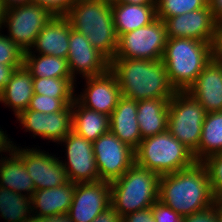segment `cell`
<instances>
[{"label":"cell","mask_w":222,"mask_h":222,"mask_svg":"<svg viewBox=\"0 0 222 222\" xmlns=\"http://www.w3.org/2000/svg\"><path fill=\"white\" fill-rule=\"evenodd\" d=\"M158 200L182 217L214 204L206 167L196 162L187 169L160 176Z\"/></svg>","instance_id":"1"},{"label":"cell","mask_w":222,"mask_h":222,"mask_svg":"<svg viewBox=\"0 0 222 222\" xmlns=\"http://www.w3.org/2000/svg\"><path fill=\"white\" fill-rule=\"evenodd\" d=\"M110 70L117 77L121 95L135 101L171 99L176 92L162 60L112 59Z\"/></svg>","instance_id":"2"},{"label":"cell","mask_w":222,"mask_h":222,"mask_svg":"<svg viewBox=\"0 0 222 222\" xmlns=\"http://www.w3.org/2000/svg\"><path fill=\"white\" fill-rule=\"evenodd\" d=\"M215 45L190 38H167L162 61L170 84L187 91L215 55Z\"/></svg>","instance_id":"3"},{"label":"cell","mask_w":222,"mask_h":222,"mask_svg":"<svg viewBox=\"0 0 222 222\" xmlns=\"http://www.w3.org/2000/svg\"><path fill=\"white\" fill-rule=\"evenodd\" d=\"M74 30L86 36L92 46L111 61L118 46L112 3L76 0L65 15Z\"/></svg>","instance_id":"4"},{"label":"cell","mask_w":222,"mask_h":222,"mask_svg":"<svg viewBox=\"0 0 222 222\" xmlns=\"http://www.w3.org/2000/svg\"><path fill=\"white\" fill-rule=\"evenodd\" d=\"M160 176L134 163L120 178L110 182L111 206L121 217L151 207L158 201Z\"/></svg>","instance_id":"5"},{"label":"cell","mask_w":222,"mask_h":222,"mask_svg":"<svg viewBox=\"0 0 222 222\" xmlns=\"http://www.w3.org/2000/svg\"><path fill=\"white\" fill-rule=\"evenodd\" d=\"M135 163L163 176L187 169L196 160L193 152L167 130L141 140L135 150Z\"/></svg>","instance_id":"6"},{"label":"cell","mask_w":222,"mask_h":222,"mask_svg":"<svg viewBox=\"0 0 222 222\" xmlns=\"http://www.w3.org/2000/svg\"><path fill=\"white\" fill-rule=\"evenodd\" d=\"M206 111L187 91L169 100L168 131L193 153L198 149Z\"/></svg>","instance_id":"7"},{"label":"cell","mask_w":222,"mask_h":222,"mask_svg":"<svg viewBox=\"0 0 222 222\" xmlns=\"http://www.w3.org/2000/svg\"><path fill=\"white\" fill-rule=\"evenodd\" d=\"M166 43L165 23L156 18L146 26L120 35L113 59L161 60Z\"/></svg>","instance_id":"8"},{"label":"cell","mask_w":222,"mask_h":222,"mask_svg":"<svg viewBox=\"0 0 222 222\" xmlns=\"http://www.w3.org/2000/svg\"><path fill=\"white\" fill-rule=\"evenodd\" d=\"M53 16L49 10L37 3L15 6L5 10L1 30L7 28L6 36L26 52Z\"/></svg>","instance_id":"9"},{"label":"cell","mask_w":222,"mask_h":222,"mask_svg":"<svg viewBox=\"0 0 222 222\" xmlns=\"http://www.w3.org/2000/svg\"><path fill=\"white\" fill-rule=\"evenodd\" d=\"M93 151L100 181L112 182L120 178L135 163V150L111 131L93 142Z\"/></svg>","instance_id":"10"},{"label":"cell","mask_w":222,"mask_h":222,"mask_svg":"<svg viewBox=\"0 0 222 222\" xmlns=\"http://www.w3.org/2000/svg\"><path fill=\"white\" fill-rule=\"evenodd\" d=\"M58 144H63L62 146L66 148V158L60 162L66 171L68 181L73 183L100 181L92 142L72 130Z\"/></svg>","instance_id":"11"},{"label":"cell","mask_w":222,"mask_h":222,"mask_svg":"<svg viewBox=\"0 0 222 222\" xmlns=\"http://www.w3.org/2000/svg\"><path fill=\"white\" fill-rule=\"evenodd\" d=\"M20 147L15 143L14 150L22 157L23 164L34 182L35 191L59 187L68 182L60 157L42 151L39 146V149Z\"/></svg>","instance_id":"12"},{"label":"cell","mask_w":222,"mask_h":222,"mask_svg":"<svg viewBox=\"0 0 222 222\" xmlns=\"http://www.w3.org/2000/svg\"><path fill=\"white\" fill-rule=\"evenodd\" d=\"M167 38H190L217 45L220 26L209 5L164 20Z\"/></svg>","instance_id":"13"},{"label":"cell","mask_w":222,"mask_h":222,"mask_svg":"<svg viewBox=\"0 0 222 222\" xmlns=\"http://www.w3.org/2000/svg\"><path fill=\"white\" fill-rule=\"evenodd\" d=\"M110 205V182L75 183L68 215L73 222H91Z\"/></svg>","instance_id":"14"},{"label":"cell","mask_w":222,"mask_h":222,"mask_svg":"<svg viewBox=\"0 0 222 222\" xmlns=\"http://www.w3.org/2000/svg\"><path fill=\"white\" fill-rule=\"evenodd\" d=\"M68 65L72 77L81 78L102 75L110 69V61L96 50L85 35L74 30L70 24Z\"/></svg>","instance_id":"15"},{"label":"cell","mask_w":222,"mask_h":222,"mask_svg":"<svg viewBox=\"0 0 222 222\" xmlns=\"http://www.w3.org/2000/svg\"><path fill=\"white\" fill-rule=\"evenodd\" d=\"M82 79L86 84L75 99L88 109L110 116L122 96L116 75L109 69L102 75Z\"/></svg>","instance_id":"16"},{"label":"cell","mask_w":222,"mask_h":222,"mask_svg":"<svg viewBox=\"0 0 222 222\" xmlns=\"http://www.w3.org/2000/svg\"><path fill=\"white\" fill-rule=\"evenodd\" d=\"M206 113L222 111V61L214 55L187 90Z\"/></svg>","instance_id":"17"},{"label":"cell","mask_w":222,"mask_h":222,"mask_svg":"<svg viewBox=\"0 0 222 222\" xmlns=\"http://www.w3.org/2000/svg\"><path fill=\"white\" fill-rule=\"evenodd\" d=\"M69 35V19L65 15H54L40 31L29 51L24 54H43L67 59Z\"/></svg>","instance_id":"18"},{"label":"cell","mask_w":222,"mask_h":222,"mask_svg":"<svg viewBox=\"0 0 222 222\" xmlns=\"http://www.w3.org/2000/svg\"><path fill=\"white\" fill-rule=\"evenodd\" d=\"M110 131L123 143L136 150L142 140L137 121V101L121 96L110 115Z\"/></svg>","instance_id":"19"},{"label":"cell","mask_w":222,"mask_h":222,"mask_svg":"<svg viewBox=\"0 0 222 222\" xmlns=\"http://www.w3.org/2000/svg\"><path fill=\"white\" fill-rule=\"evenodd\" d=\"M74 191L75 183L71 181L59 187L34 191L31 197L33 215L45 217L68 213Z\"/></svg>","instance_id":"20"},{"label":"cell","mask_w":222,"mask_h":222,"mask_svg":"<svg viewBox=\"0 0 222 222\" xmlns=\"http://www.w3.org/2000/svg\"><path fill=\"white\" fill-rule=\"evenodd\" d=\"M33 94V77L22 65L12 73L9 82L0 92V103L10 107L17 117L28 108Z\"/></svg>","instance_id":"21"},{"label":"cell","mask_w":222,"mask_h":222,"mask_svg":"<svg viewBox=\"0 0 222 222\" xmlns=\"http://www.w3.org/2000/svg\"><path fill=\"white\" fill-rule=\"evenodd\" d=\"M112 15L115 31L119 37L152 23L157 18L156 5L115 2L112 3Z\"/></svg>","instance_id":"22"},{"label":"cell","mask_w":222,"mask_h":222,"mask_svg":"<svg viewBox=\"0 0 222 222\" xmlns=\"http://www.w3.org/2000/svg\"><path fill=\"white\" fill-rule=\"evenodd\" d=\"M170 99H145L137 101V121L142 139L168 130Z\"/></svg>","instance_id":"23"},{"label":"cell","mask_w":222,"mask_h":222,"mask_svg":"<svg viewBox=\"0 0 222 222\" xmlns=\"http://www.w3.org/2000/svg\"><path fill=\"white\" fill-rule=\"evenodd\" d=\"M0 187L32 197L35 185L29 176L22 157L13 150L9 156L0 157Z\"/></svg>","instance_id":"24"},{"label":"cell","mask_w":222,"mask_h":222,"mask_svg":"<svg viewBox=\"0 0 222 222\" xmlns=\"http://www.w3.org/2000/svg\"><path fill=\"white\" fill-rule=\"evenodd\" d=\"M110 116L82 106L76 99L72 104V130L90 142L110 131Z\"/></svg>","instance_id":"25"},{"label":"cell","mask_w":222,"mask_h":222,"mask_svg":"<svg viewBox=\"0 0 222 222\" xmlns=\"http://www.w3.org/2000/svg\"><path fill=\"white\" fill-rule=\"evenodd\" d=\"M222 154V111L206 113L198 149L193 153L196 162Z\"/></svg>","instance_id":"26"},{"label":"cell","mask_w":222,"mask_h":222,"mask_svg":"<svg viewBox=\"0 0 222 222\" xmlns=\"http://www.w3.org/2000/svg\"><path fill=\"white\" fill-rule=\"evenodd\" d=\"M23 65L33 78H73L66 58L24 54Z\"/></svg>","instance_id":"27"},{"label":"cell","mask_w":222,"mask_h":222,"mask_svg":"<svg viewBox=\"0 0 222 222\" xmlns=\"http://www.w3.org/2000/svg\"><path fill=\"white\" fill-rule=\"evenodd\" d=\"M0 216L6 222H24L33 216L31 198L0 187Z\"/></svg>","instance_id":"28"},{"label":"cell","mask_w":222,"mask_h":222,"mask_svg":"<svg viewBox=\"0 0 222 222\" xmlns=\"http://www.w3.org/2000/svg\"><path fill=\"white\" fill-rule=\"evenodd\" d=\"M74 78H33V92L54 98H75Z\"/></svg>","instance_id":"29"},{"label":"cell","mask_w":222,"mask_h":222,"mask_svg":"<svg viewBox=\"0 0 222 222\" xmlns=\"http://www.w3.org/2000/svg\"><path fill=\"white\" fill-rule=\"evenodd\" d=\"M72 131V105H67L62 111L45 113L44 140L57 144Z\"/></svg>","instance_id":"30"},{"label":"cell","mask_w":222,"mask_h":222,"mask_svg":"<svg viewBox=\"0 0 222 222\" xmlns=\"http://www.w3.org/2000/svg\"><path fill=\"white\" fill-rule=\"evenodd\" d=\"M158 19L165 20L209 5L208 0H155Z\"/></svg>","instance_id":"31"},{"label":"cell","mask_w":222,"mask_h":222,"mask_svg":"<svg viewBox=\"0 0 222 222\" xmlns=\"http://www.w3.org/2000/svg\"><path fill=\"white\" fill-rule=\"evenodd\" d=\"M75 98H54L46 95L33 94L28 110L42 113H54L62 111L67 105H72Z\"/></svg>","instance_id":"32"},{"label":"cell","mask_w":222,"mask_h":222,"mask_svg":"<svg viewBox=\"0 0 222 222\" xmlns=\"http://www.w3.org/2000/svg\"><path fill=\"white\" fill-rule=\"evenodd\" d=\"M201 163L208 172L215 201H222V154L209 156Z\"/></svg>","instance_id":"33"},{"label":"cell","mask_w":222,"mask_h":222,"mask_svg":"<svg viewBox=\"0 0 222 222\" xmlns=\"http://www.w3.org/2000/svg\"><path fill=\"white\" fill-rule=\"evenodd\" d=\"M16 119L25 128L24 131L32 133L33 138L38 136L44 139L45 113L26 109Z\"/></svg>","instance_id":"34"},{"label":"cell","mask_w":222,"mask_h":222,"mask_svg":"<svg viewBox=\"0 0 222 222\" xmlns=\"http://www.w3.org/2000/svg\"><path fill=\"white\" fill-rule=\"evenodd\" d=\"M0 64L23 65L24 52L0 30Z\"/></svg>","instance_id":"35"},{"label":"cell","mask_w":222,"mask_h":222,"mask_svg":"<svg viewBox=\"0 0 222 222\" xmlns=\"http://www.w3.org/2000/svg\"><path fill=\"white\" fill-rule=\"evenodd\" d=\"M153 218L155 222H183V217L171 207L164 205L159 200L152 206Z\"/></svg>","instance_id":"36"},{"label":"cell","mask_w":222,"mask_h":222,"mask_svg":"<svg viewBox=\"0 0 222 222\" xmlns=\"http://www.w3.org/2000/svg\"><path fill=\"white\" fill-rule=\"evenodd\" d=\"M183 222H218L217 201L203 210L184 216Z\"/></svg>","instance_id":"37"},{"label":"cell","mask_w":222,"mask_h":222,"mask_svg":"<svg viewBox=\"0 0 222 222\" xmlns=\"http://www.w3.org/2000/svg\"><path fill=\"white\" fill-rule=\"evenodd\" d=\"M76 0H32L42 7H45L53 15H66Z\"/></svg>","instance_id":"38"},{"label":"cell","mask_w":222,"mask_h":222,"mask_svg":"<svg viewBox=\"0 0 222 222\" xmlns=\"http://www.w3.org/2000/svg\"><path fill=\"white\" fill-rule=\"evenodd\" d=\"M122 222H155L152 207H148L122 217Z\"/></svg>","instance_id":"39"},{"label":"cell","mask_w":222,"mask_h":222,"mask_svg":"<svg viewBox=\"0 0 222 222\" xmlns=\"http://www.w3.org/2000/svg\"><path fill=\"white\" fill-rule=\"evenodd\" d=\"M91 222H122V217L111 205Z\"/></svg>","instance_id":"40"},{"label":"cell","mask_w":222,"mask_h":222,"mask_svg":"<svg viewBox=\"0 0 222 222\" xmlns=\"http://www.w3.org/2000/svg\"><path fill=\"white\" fill-rule=\"evenodd\" d=\"M22 65H4L0 64V92L4 89L9 82L12 73Z\"/></svg>","instance_id":"41"},{"label":"cell","mask_w":222,"mask_h":222,"mask_svg":"<svg viewBox=\"0 0 222 222\" xmlns=\"http://www.w3.org/2000/svg\"><path fill=\"white\" fill-rule=\"evenodd\" d=\"M7 136L8 134H6V130L3 131V129L0 127V156L1 157L2 155H6L2 153H7V155H9L8 153H11L15 148L14 142L11 141V139Z\"/></svg>","instance_id":"42"},{"label":"cell","mask_w":222,"mask_h":222,"mask_svg":"<svg viewBox=\"0 0 222 222\" xmlns=\"http://www.w3.org/2000/svg\"><path fill=\"white\" fill-rule=\"evenodd\" d=\"M208 3L215 21L222 27V0H208Z\"/></svg>","instance_id":"43"},{"label":"cell","mask_w":222,"mask_h":222,"mask_svg":"<svg viewBox=\"0 0 222 222\" xmlns=\"http://www.w3.org/2000/svg\"><path fill=\"white\" fill-rule=\"evenodd\" d=\"M44 218L47 222H73L68 213H58L53 216H45Z\"/></svg>","instance_id":"44"},{"label":"cell","mask_w":222,"mask_h":222,"mask_svg":"<svg viewBox=\"0 0 222 222\" xmlns=\"http://www.w3.org/2000/svg\"><path fill=\"white\" fill-rule=\"evenodd\" d=\"M5 9H9L19 5H25L27 3H31L32 0H1Z\"/></svg>","instance_id":"45"},{"label":"cell","mask_w":222,"mask_h":222,"mask_svg":"<svg viewBox=\"0 0 222 222\" xmlns=\"http://www.w3.org/2000/svg\"><path fill=\"white\" fill-rule=\"evenodd\" d=\"M215 55L222 61V27H220L218 42L215 47Z\"/></svg>","instance_id":"46"},{"label":"cell","mask_w":222,"mask_h":222,"mask_svg":"<svg viewBox=\"0 0 222 222\" xmlns=\"http://www.w3.org/2000/svg\"><path fill=\"white\" fill-rule=\"evenodd\" d=\"M121 3H130L135 5L155 4V0H118Z\"/></svg>","instance_id":"47"},{"label":"cell","mask_w":222,"mask_h":222,"mask_svg":"<svg viewBox=\"0 0 222 222\" xmlns=\"http://www.w3.org/2000/svg\"><path fill=\"white\" fill-rule=\"evenodd\" d=\"M5 7L4 5L2 4V1L0 0V30L2 28V24H3V19H4V16H5Z\"/></svg>","instance_id":"48"},{"label":"cell","mask_w":222,"mask_h":222,"mask_svg":"<svg viewBox=\"0 0 222 222\" xmlns=\"http://www.w3.org/2000/svg\"><path fill=\"white\" fill-rule=\"evenodd\" d=\"M24 222H47V220L44 217H38L33 215L31 218L27 219Z\"/></svg>","instance_id":"49"},{"label":"cell","mask_w":222,"mask_h":222,"mask_svg":"<svg viewBox=\"0 0 222 222\" xmlns=\"http://www.w3.org/2000/svg\"><path fill=\"white\" fill-rule=\"evenodd\" d=\"M218 222H222V201H217Z\"/></svg>","instance_id":"50"},{"label":"cell","mask_w":222,"mask_h":222,"mask_svg":"<svg viewBox=\"0 0 222 222\" xmlns=\"http://www.w3.org/2000/svg\"><path fill=\"white\" fill-rule=\"evenodd\" d=\"M100 1L107 2V3H115L118 0H100Z\"/></svg>","instance_id":"51"}]
</instances>
